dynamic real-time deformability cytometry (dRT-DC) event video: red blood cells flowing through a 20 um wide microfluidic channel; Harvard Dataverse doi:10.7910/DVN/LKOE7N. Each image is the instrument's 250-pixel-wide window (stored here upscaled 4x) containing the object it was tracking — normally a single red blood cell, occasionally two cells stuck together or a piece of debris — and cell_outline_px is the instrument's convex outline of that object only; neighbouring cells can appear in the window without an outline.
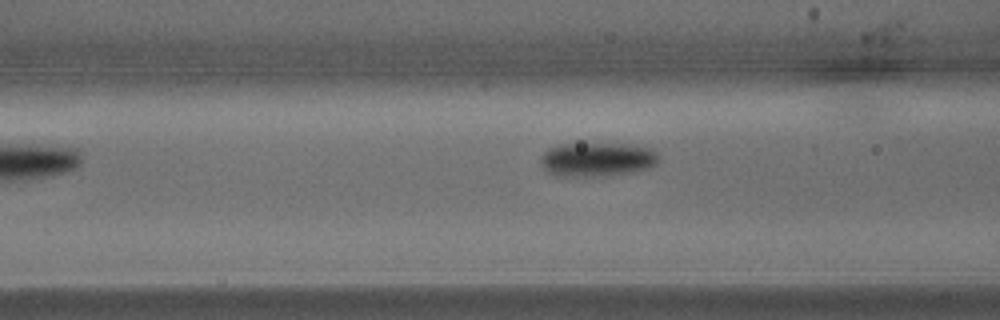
{"species": "common noctule bat (a hibernating species)", "species_latin": "Nyctalus noctula", "temperature_condition": "warm", "stored_images_in_passage": 3, "camera_frame_rate_fps": 3000, "um_per_image_px": 0.085, "animal": {"sex": "male", "body_mass_g": 15.6}, "frame": {"image": 1, "passage_image": 3, "time_ms": 0.667, "image_size_px": [1000, 320], "cell_outline_px": [[660, 160], [656, 164], [632, 172], [588, 176], [556, 176], [548, 172], [544, 168], [540, 160], [540, 156], [548, 148], [564, 144], [632, 144], [648, 148], [656, 152], [660, 156]], "centroid_in_image_um": [50.74, 13.54], "position_along_channel_um": 115.9, "area_um2": 23.12}}